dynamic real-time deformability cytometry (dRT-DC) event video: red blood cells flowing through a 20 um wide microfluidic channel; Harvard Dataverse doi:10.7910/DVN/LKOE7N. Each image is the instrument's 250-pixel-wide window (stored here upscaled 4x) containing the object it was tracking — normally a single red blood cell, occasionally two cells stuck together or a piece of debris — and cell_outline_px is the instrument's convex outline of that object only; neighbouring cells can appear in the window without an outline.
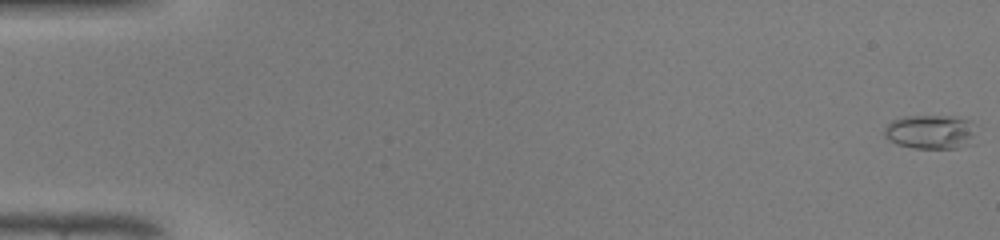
{"species": "common noctule bat (a hibernating species)", "species_latin": "Nyctalus noctula", "temperature_condition": "warm", "stored_images_in_passage": 47, "camera_frame_rate_fps": 3000, "um_per_image_px": 0.085, "animal": {"sex": "male", "body_mass_g": 19.0, "forearm_length_mm": 50.8}, "frame": {"image": 1, "passage_image": 1, "time_ms": 0.0, "image_size_px": [1000, 240], "cell_outline_px": [[972, 144], [956, 148], [912, 148], [896, 144], [888, 140], [884, 136], [884, 128], [892, 120], [904, 116], [956, 116], [972, 120]], "centroid_in_image_um": [79.05, 11.21], "position_along_channel_um": 5.9, "area_um2": 18.38}}
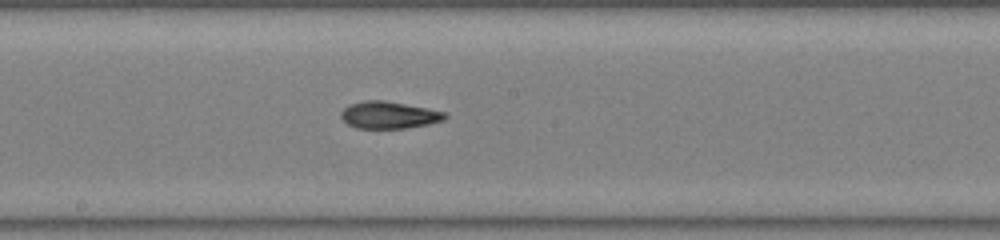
{"frame": {"image": 2, "passage_image": 27, "time_ms": 8.667, "image_size_px": [1000, 240], "cell_outline_px": [[448, 116], [444, 120], [428, 124], [404, 128], [356, 128], [348, 124], [340, 116], [340, 112], [348, 104], [364, 100], [384, 100], [428, 108], [444, 112]], "centroid_in_image_um": [33.04, 9.77], "position_along_channel_um": 215.2, "area_um2": 16.42}}
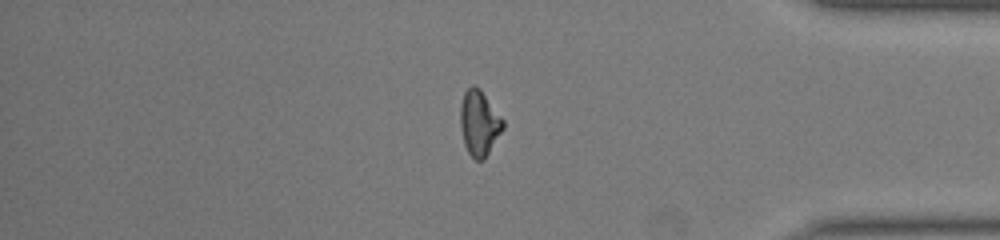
{"frame": {"image": 3, "passage_image": 41, "time_ms": 13.333, "image_size_px": [1000, 240], "cell_outline_px": [[504, 128], [484, 160], [476, 160], [468, 152], [464, 144], [460, 128], [460, 104], [464, 92], [472, 84], [476, 84], [480, 88], [504, 120]], "centroid_in_image_um": [40.73, 10.43], "position_along_channel_um": 394.5, "area_um2": 16.42}}